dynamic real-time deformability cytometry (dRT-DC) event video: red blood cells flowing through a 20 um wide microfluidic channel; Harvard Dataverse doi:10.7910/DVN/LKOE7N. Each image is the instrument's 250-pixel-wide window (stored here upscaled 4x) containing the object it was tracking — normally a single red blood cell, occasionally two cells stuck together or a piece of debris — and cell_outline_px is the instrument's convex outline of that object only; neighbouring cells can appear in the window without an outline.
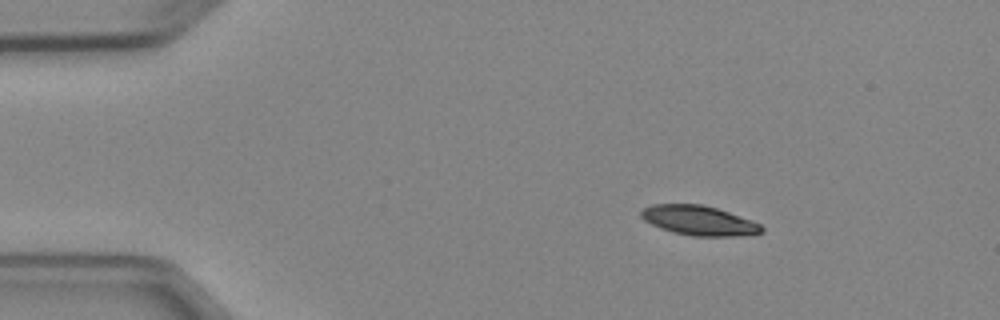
{"species": "Egyptian fruit bat (a non-hibernating species)", "species_latin": "Rousettus aegyptiacus", "temperature_condition": "cold", "stored_images_in_passage": 5, "camera_frame_rate_fps": 3000, "um_per_image_px": 0.085, "animal": {"sex": "female"}, "frame": {"image": 1, "passage_image": 3, "time_ms": 2.333, "image_size_px": [1000, 320], "cell_outline_px": [[764, 232], [736, 236], [692, 236], [672, 232], [660, 228], [644, 220], [640, 216], [640, 212], [644, 208], [652, 204], [704, 204], [752, 220], [760, 224], [764, 228]], "centroid_in_image_um": [59.4, 18.74], "position_along_channel_um": 25.6, "area_um2": 20.81}}